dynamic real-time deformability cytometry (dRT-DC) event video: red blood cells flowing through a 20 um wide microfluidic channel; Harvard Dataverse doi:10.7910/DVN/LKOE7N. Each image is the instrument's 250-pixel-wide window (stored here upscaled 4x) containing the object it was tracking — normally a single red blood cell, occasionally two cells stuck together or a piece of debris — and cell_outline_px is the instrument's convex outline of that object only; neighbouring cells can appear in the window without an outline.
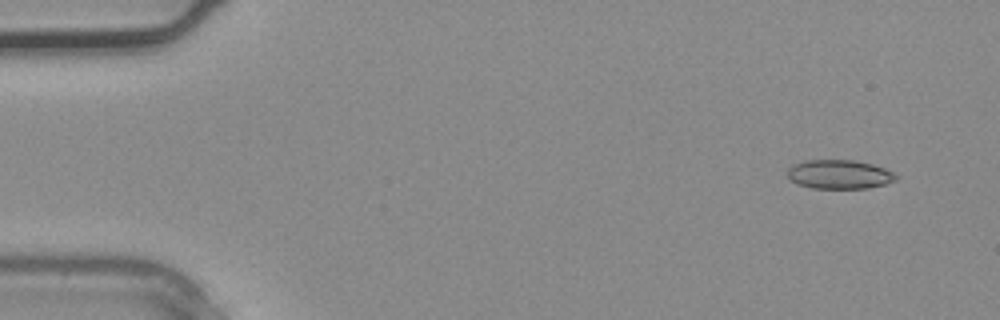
{"species": "common noctule bat (a hibernating species)", "species_latin": "Nyctalus noctula", "temperature_condition": "warm", "stored_images_in_passage": 3, "camera_frame_rate_fps": 3000, "um_per_image_px": 0.085, "animal": {"sex": "male", "body_mass_g": 20.4}, "frame": {"image": 1, "passage_image": 1, "time_ms": 0.0, "image_size_px": [1000, 320], "cell_outline_px": [[900, 176], [896, 180], [884, 184], [868, 188], [812, 188], [796, 184], [788, 180], [788, 168], [792, 164], [804, 160], [852, 160], [872, 164], [884, 168]], "centroid_in_image_um": [71.31, 14.82], "position_along_channel_um": 13.7, "area_um2": 18.5}}
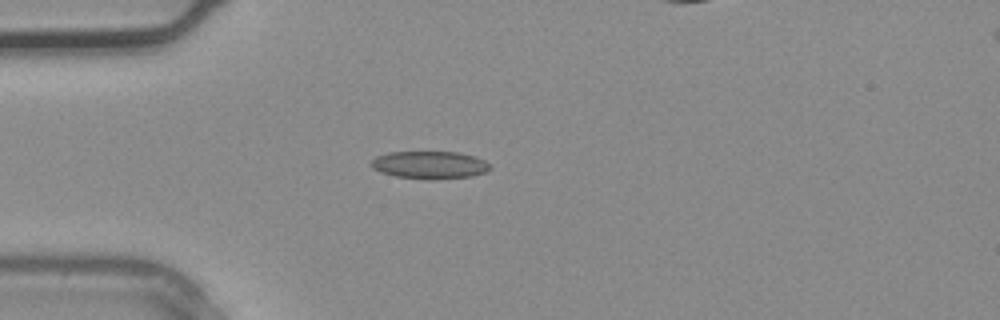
{"frame": {"image": 2, "passage_image": 3, "time_ms": 0.667, "image_size_px": [1000, 320], "cell_outline_px": [[492, 168], [484, 172], [472, 176], [396, 176], [380, 172], [372, 168], [368, 164], [376, 156], [388, 152], [460, 152], [476, 156], [492, 164]], "centroid_in_image_um": [36.52, 13.95], "position_along_channel_um": 48.5, "area_um2": 18.32}}